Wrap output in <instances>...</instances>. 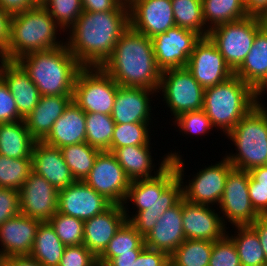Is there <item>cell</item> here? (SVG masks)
Masks as SVG:
<instances>
[{
    "label": "cell",
    "instance_id": "cell-1",
    "mask_svg": "<svg viewBox=\"0 0 267 266\" xmlns=\"http://www.w3.org/2000/svg\"><path fill=\"white\" fill-rule=\"evenodd\" d=\"M129 26V11H83L65 45L83 67H101Z\"/></svg>",
    "mask_w": 267,
    "mask_h": 266
},
{
    "label": "cell",
    "instance_id": "cell-2",
    "mask_svg": "<svg viewBox=\"0 0 267 266\" xmlns=\"http://www.w3.org/2000/svg\"><path fill=\"white\" fill-rule=\"evenodd\" d=\"M182 198V183L170 161L156 176L131 181L123 208L127 221L144 237L165 211ZM130 201L137 208L132 217L127 204Z\"/></svg>",
    "mask_w": 267,
    "mask_h": 266
},
{
    "label": "cell",
    "instance_id": "cell-3",
    "mask_svg": "<svg viewBox=\"0 0 267 266\" xmlns=\"http://www.w3.org/2000/svg\"><path fill=\"white\" fill-rule=\"evenodd\" d=\"M101 68L123 87H141L158 91L161 73L152 40L129 26Z\"/></svg>",
    "mask_w": 267,
    "mask_h": 266
},
{
    "label": "cell",
    "instance_id": "cell-4",
    "mask_svg": "<svg viewBox=\"0 0 267 266\" xmlns=\"http://www.w3.org/2000/svg\"><path fill=\"white\" fill-rule=\"evenodd\" d=\"M16 62L41 96L73 95L77 74L83 68L66 45L28 53Z\"/></svg>",
    "mask_w": 267,
    "mask_h": 266
},
{
    "label": "cell",
    "instance_id": "cell-5",
    "mask_svg": "<svg viewBox=\"0 0 267 266\" xmlns=\"http://www.w3.org/2000/svg\"><path fill=\"white\" fill-rule=\"evenodd\" d=\"M58 30L62 28L43 6L12 15L10 39L4 52L8 61H16L20 57L41 50H48L65 45L58 41Z\"/></svg>",
    "mask_w": 267,
    "mask_h": 266
},
{
    "label": "cell",
    "instance_id": "cell-6",
    "mask_svg": "<svg viewBox=\"0 0 267 266\" xmlns=\"http://www.w3.org/2000/svg\"><path fill=\"white\" fill-rule=\"evenodd\" d=\"M255 107V90L236 75L205 88L203 110L225 136Z\"/></svg>",
    "mask_w": 267,
    "mask_h": 266
},
{
    "label": "cell",
    "instance_id": "cell-7",
    "mask_svg": "<svg viewBox=\"0 0 267 266\" xmlns=\"http://www.w3.org/2000/svg\"><path fill=\"white\" fill-rule=\"evenodd\" d=\"M226 136L236 146V154L224 157L235 169L267 165V110L254 107Z\"/></svg>",
    "mask_w": 267,
    "mask_h": 266
},
{
    "label": "cell",
    "instance_id": "cell-8",
    "mask_svg": "<svg viewBox=\"0 0 267 266\" xmlns=\"http://www.w3.org/2000/svg\"><path fill=\"white\" fill-rule=\"evenodd\" d=\"M167 156L173 163L177 176L181 180L182 194L185 200L207 206L219 205L224 193L226 178L234 168L225 157L214 165L204 166L205 168L194 174L195 176L192 179L184 182V170L186 168H184L185 162H183L182 155H179L176 151H171L168 152Z\"/></svg>",
    "mask_w": 267,
    "mask_h": 266
},
{
    "label": "cell",
    "instance_id": "cell-9",
    "mask_svg": "<svg viewBox=\"0 0 267 266\" xmlns=\"http://www.w3.org/2000/svg\"><path fill=\"white\" fill-rule=\"evenodd\" d=\"M118 88L101 67H83L75 80L73 102L85 113L111 115Z\"/></svg>",
    "mask_w": 267,
    "mask_h": 266
},
{
    "label": "cell",
    "instance_id": "cell-10",
    "mask_svg": "<svg viewBox=\"0 0 267 266\" xmlns=\"http://www.w3.org/2000/svg\"><path fill=\"white\" fill-rule=\"evenodd\" d=\"M204 90L190 71L181 67L162 71L157 92L162 93V101L170 108L174 120L180 114L202 110Z\"/></svg>",
    "mask_w": 267,
    "mask_h": 266
},
{
    "label": "cell",
    "instance_id": "cell-11",
    "mask_svg": "<svg viewBox=\"0 0 267 266\" xmlns=\"http://www.w3.org/2000/svg\"><path fill=\"white\" fill-rule=\"evenodd\" d=\"M259 29L260 24L257 16H247L244 19L227 22L212 28L208 37L234 72L249 53Z\"/></svg>",
    "mask_w": 267,
    "mask_h": 266
},
{
    "label": "cell",
    "instance_id": "cell-12",
    "mask_svg": "<svg viewBox=\"0 0 267 266\" xmlns=\"http://www.w3.org/2000/svg\"><path fill=\"white\" fill-rule=\"evenodd\" d=\"M248 182L249 171L233 168L229 172L218 206L225 226L227 221L233 226L251 225L260 216L252 206Z\"/></svg>",
    "mask_w": 267,
    "mask_h": 266
},
{
    "label": "cell",
    "instance_id": "cell-13",
    "mask_svg": "<svg viewBox=\"0 0 267 266\" xmlns=\"http://www.w3.org/2000/svg\"><path fill=\"white\" fill-rule=\"evenodd\" d=\"M84 182L113 204L123 205L131 180L108 151H101Z\"/></svg>",
    "mask_w": 267,
    "mask_h": 266
},
{
    "label": "cell",
    "instance_id": "cell-14",
    "mask_svg": "<svg viewBox=\"0 0 267 266\" xmlns=\"http://www.w3.org/2000/svg\"><path fill=\"white\" fill-rule=\"evenodd\" d=\"M200 39L198 33L179 26L151 38L158 68L165 71L186 67L194 46Z\"/></svg>",
    "mask_w": 267,
    "mask_h": 266
},
{
    "label": "cell",
    "instance_id": "cell-15",
    "mask_svg": "<svg viewBox=\"0 0 267 266\" xmlns=\"http://www.w3.org/2000/svg\"><path fill=\"white\" fill-rule=\"evenodd\" d=\"M186 68L204 89L222 83L234 75L209 37H201L195 44Z\"/></svg>",
    "mask_w": 267,
    "mask_h": 266
},
{
    "label": "cell",
    "instance_id": "cell-16",
    "mask_svg": "<svg viewBox=\"0 0 267 266\" xmlns=\"http://www.w3.org/2000/svg\"><path fill=\"white\" fill-rule=\"evenodd\" d=\"M19 202L21 214L49 221L58 211V190L32 171L19 190Z\"/></svg>",
    "mask_w": 267,
    "mask_h": 266
},
{
    "label": "cell",
    "instance_id": "cell-17",
    "mask_svg": "<svg viewBox=\"0 0 267 266\" xmlns=\"http://www.w3.org/2000/svg\"><path fill=\"white\" fill-rule=\"evenodd\" d=\"M113 203L84 181H75L58 191V211L83 221L109 209Z\"/></svg>",
    "mask_w": 267,
    "mask_h": 266
},
{
    "label": "cell",
    "instance_id": "cell-18",
    "mask_svg": "<svg viewBox=\"0 0 267 266\" xmlns=\"http://www.w3.org/2000/svg\"><path fill=\"white\" fill-rule=\"evenodd\" d=\"M129 21L150 39L176 26L171 0H136L129 6Z\"/></svg>",
    "mask_w": 267,
    "mask_h": 266
},
{
    "label": "cell",
    "instance_id": "cell-19",
    "mask_svg": "<svg viewBox=\"0 0 267 266\" xmlns=\"http://www.w3.org/2000/svg\"><path fill=\"white\" fill-rule=\"evenodd\" d=\"M214 207L194 204L182 198V220L186 239L216 241L227 234L220 211Z\"/></svg>",
    "mask_w": 267,
    "mask_h": 266
},
{
    "label": "cell",
    "instance_id": "cell-20",
    "mask_svg": "<svg viewBox=\"0 0 267 266\" xmlns=\"http://www.w3.org/2000/svg\"><path fill=\"white\" fill-rule=\"evenodd\" d=\"M156 93L158 92L148 88L119 86L111 113L114 122L151 123L153 113L150 99Z\"/></svg>",
    "mask_w": 267,
    "mask_h": 266
},
{
    "label": "cell",
    "instance_id": "cell-21",
    "mask_svg": "<svg viewBox=\"0 0 267 266\" xmlns=\"http://www.w3.org/2000/svg\"><path fill=\"white\" fill-rule=\"evenodd\" d=\"M126 221L123 205L113 204L105 212L84 221L83 245L98 257Z\"/></svg>",
    "mask_w": 267,
    "mask_h": 266
},
{
    "label": "cell",
    "instance_id": "cell-22",
    "mask_svg": "<svg viewBox=\"0 0 267 266\" xmlns=\"http://www.w3.org/2000/svg\"><path fill=\"white\" fill-rule=\"evenodd\" d=\"M40 220L18 214L0 226V257L29 255Z\"/></svg>",
    "mask_w": 267,
    "mask_h": 266
},
{
    "label": "cell",
    "instance_id": "cell-23",
    "mask_svg": "<svg viewBox=\"0 0 267 266\" xmlns=\"http://www.w3.org/2000/svg\"><path fill=\"white\" fill-rule=\"evenodd\" d=\"M31 158L32 171L44 177L58 191L75 182L58 147L36 141Z\"/></svg>",
    "mask_w": 267,
    "mask_h": 266
},
{
    "label": "cell",
    "instance_id": "cell-24",
    "mask_svg": "<svg viewBox=\"0 0 267 266\" xmlns=\"http://www.w3.org/2000/svg\"><path fill=\"white\" fill-rule=\"evenodd\" d=\"M154 228L144 236L146 248L161 250L169 256L186 240L182 220V199L157 220Z\"/></svg>",
    "mask_w": 267,
    "mask_h": 266
},
{
    "label": "cell",
    "instance_id": "cell-25",
    "mask_svg": "<svg viewBox=\"0 0 267 266\" xmlns=\"http://www.w3.org/2000/svg\"><path fill=\"white\" fill-rule=\"evenodd\" d=\"M1 79L14 97L19 116L25 119L41 98L38 88L16 61H8L4 65Z\"/></svg>",
    "mask_w": 267,
    "mask_h": 266
},
{
    "label": "cell",
    "instance_id": "cell-26",
    "mask_svg": "<svg viewBox=\"0 0 267 266\" xmlns=\"http://www.w3.org/2000/svg\"><path fill=\"white\" fill-rule=\"evenodd\" d=\"M43 142L59 149L86 142V113L72 101L54 122Z\"/></svg>",
    "mask_w": 267,
    "mask_h": 266
},
{
    "label": "cell",
    "instance_id": "cell-27",
    "mask_svg": "<svg viewBox=\"0 0 267 266\" xmlns=\"http://www.w3.org/2000/svg\"><path fill=\"white\" fill-rule=\"evenodd\" d=\"M72 101L73 95L41 96L33 111L23 119L30 135L36 141H43Z\"/></svg>",
    "mask_w": 267,
    "mask_h": 266
},
{
    "label": "cell",
    "instance_id": "cell-28",
    "mask_svg": "<svg viewBox=\"0 0 267 266\" xmlns=\"http://www.w3.org/2000/svg\"><path fill=\"white\" fill-rule=\"evenodd\" d=\"M151 148L150 145L124 146L116 148L112 154L124 169L127 177L133 181L156 176L170 162L167 154L163 155L165 157H161L163 159L155 171L156 165L153 163ZM153 170L154 174H152Z\"/></svg>",
    "mask_w": 267,
    "mask_h": 266
},
{
    "label": "cell",
    "instance_id": "cell-29",
    "mask_svg": "<svg viewBox=\"0 0 267 266\" xmlns=\"http://www.w3.org/2000/svg\"><path fill=\"white\" fill-rule=\"evenodd\" d=\"M234 75L254 90L267 79V30L256 32L253 45Z\"/></svg>",
    "mask_w": 267,
    "mask_h": 266
},
{
    "label": "cell",
    "instance_id": "cell-30",
    "mask_svg": "<svg viewBox=\"0 0 267 266\" xmlns=\"http://www.w3.org/2000/svg\"><path fill=\"white\" fill-rule=\"evenodd\" d=\"M36 140L24 120L0 123V154L8 158H31Z\"/></svg>",
    "mask_w": 267,
    "mask_h": 266
},
{
    "label": "cell",
    "instance_id": "cell-31",
    "mask_svg": "<svg viewBox=\"0 0 267 266\" xmlns=\"http://www.w3.org/2000/svg\"><path fill=\"white\" fill-rule=\"evenodd\" d=\"M65 247L51 224L48 221H44L40 222L37 228L29 256L43 266H58Z\"/></svg>",
    "mask_w": 267,
    "mask_h": 266
},
{
    "label": "cell",
    "instance_id": "cell-32",
    "mask_svg": "<svg viewBox=\"0 0 267 266\" xmlns=\"http://www.w3.org/2000/svg\"><path fill=\"white\" fill-rule=\"evenodd\" d=\"M145 248L144 237L129 221H126L97 257L98 266H106L121 253H141Z\"/></svg>",
    "mask_w": 267,
    "mask_h": 266
},
{
    "label": "cell",
    "instance_id": "cell-33",
    "mask_svg": "<svg viewBox=\"0 0 267 266\" xmlns=\"http://www.w3.org/2000/svg\"><path fill=\"white\" fill-rule=\"evenodd\" d=\"M202 10L203 19L209 31L218 25L249 16L244 0H202Z\"/></svg>",
    "mask_w": 267,
    "mask_h": 266
},
{
    "label": "cell",
    "instance_id": "cell-34",
    "mask_svg": "<svg viewBox=\"0 0 267 266\" xmlns=\"http://www.w3.org/2000/svg\"><path fill=\"white\" fill-rule=\"evenodd\" d=\"M234 227L235 234H231L229 237L235 244L241 266H259L265 264L264 250L262 249L257 233L249 225Z\"/></svg>",
    "mask_w": 267,
    "mask_h": 266
},
{
    "label": "cell",
    "instance_id": "cell-35",
    "mask_svg": "<svg viewBox=\"0 0 267 266\" xmlns=\"http://www.w3.org/2000/svg\"><path fill=\"white\" fill-rule=\"evenodd\" d=\"M60 151L75 181H84L101 152L100 149L90 146L87 142L66 145L60 148Z\"/></svg>",
    "mask_w": 267,
    "mask_h": 266
},
{
    "label": "cell",
    "instance_id": "cell-36",
    "mask_svg": "<svg viewBox=\"0 0 267 266\" xmlns=\"http://www.w3.org/2000/svg\"><path fill=\"white\" fill-rule=\"evenodd\" d=\"M213 241L186 239L170 256L171 266H209Z\"/></svg>",
    "mask_w": 267,
    "mask_h": 266
},
{
    "label": "cell",
    "instance_id": "cell-37",
    "mask_svg": "<svg viewBox=\"0 0 267 266\" xmlns=\"http://www.w3.org/2000/svg\"><path fill=\"white\" fill-rule=\"evenodd\" d=\"M176 26L208 37L209 30L203 19L202 0H171Z\"/></svg>",
    "mask_w": 267,
    "mask_h": 266
},
{
    "label": "cell",
    "instance_id": "cell-38",
    "mask_svg": "<svg viewBox=\"0 0 267 266\" xmlns=\"http://www.w3.org/2000/svg\"><path fill=\"white\" fill-rule=\"evenodd\" d=\"M115 122L111 115L86 113V142L101 151L111 146Z\"/></svg>",
    "mask_w": 267,
    "mask_h": 266
},
{
    "label": "cell",
    "instance_id": "cell-39",
    "mask_svg": "<svg viewBox=\"0 0 267 266\" xmlns=\"http://www.w3.org/2000/svg\"><path fill=\"white\" fill-rule=\"evenodd\" d=\"M32 172V158H8L0 154V187L20 190Z\"/></svg>",
    "mask_w": 267,
    "mask_h": 266
},
{
    "label": "cell",
    "instance_id": "cell-40",
    "mask_svg": "<svg viewBox=\"0 0 267 266\" xmlns=\"http://www.w3.org/2000/svg\"><path fill=\"white\" fill-rule=\"evenodd\" d=\"M150 123L115 124L111 146L107 150L113 152L124 146L150 145ZM149 127V128H148Z\"/></svg>",
    "mask_w": 267,
    "mask_h": 266
},
{
    "label": "cell",
    "instance_id": "cell-41",
    "mask_svg": "<svg viewBox=\"0 0 267 266\" xmlns=\"http://www.w3.org/2000/svg\"><path fill=\"white\" fill-rule=\"evenodd\" d=\"M48 222L65 246H78L83 244V220L56 212Z\"/></svg>",
    "mask_w": 267,
    "mask_h": 266
},
{
    "label": "cell",
    "instance_id": "cell-42",
    "mask_svg": "<svg viewBox=\"0 0 267 266\" xmlns=\"http://www.w3.org/2000/svg\"><path fill=\"white\" fill-rule=\"evenodd\" d=\"M43 7L64 32H67L83 12L82 0H47Z\"/></svg>",
    "mask_w": 267,
    "mask_h": 266
},
{
    "label": "cell",
    "instance_id": "cell-43",
    "mask_svg": "<svg viewBox=\"0 0 267 266\" xmlns=\"http://www.w3.org/2000/svg\"><path fill=\"white\" fill-rule=\"evenodd\" d=\"M174 121L172 122L175 123L178 130L185 135L204 136L214 129L211 120L203 109L180 114Z\"/></svg>",
    "mask_w": 267,
    "mask_h": 266
},
{
    "label": "cell",
    "instance_id": "cell-44",
    "mask_svg": "<svg viewBox=\"0 0 267 266\" xmlns=\"http://www.w3.org/2000/svg\"><path fill=\"white\" fill-rule=\"evenodd\" d=\"M227 234L214 241L209 266H241L233 240Z\"/></svg>",
    "mask_w": 267,
    "mask_h": 266
},
{
    "label": "cell",
    "instance_id": "cell-45",
    "mask_svg": "<svg viewBox=\"0 0 267 266\" xmlns=\"http://www.w3.org/2000/svg\"><path fill=\"white\" fill-rule=\"evenodd\" d=\"M58 266H98L97 257L83 244L66 246Z\"/></svg>",
    "mask_w": 267,
    "mask_h": 266
},
{
    "label": "cell",
    "instance_id": "cell-46",
    "mask_svg": "<svg viewBox=\"0 0 267 266\" xmlns=\"http://www.w3.org/2000/svg\"><path fill=\"white\" fill-rule=\"evenodd\" d=\"M20 213L19 190L0 187V226Z\"/></svg>",
    "mask_w": 267,
    "mask_h": 266
},
{
    "label": "cell",
    "instance_id": "cell-47",
    "mask_svg": "<svg viewBox=\"0 0 267 266\" xmlns=\"http://www.w3.org/2000/svg\"><path fill=\"white\" fill-rule=\"evenodd\" d=\"M23 120L18 114L14 97L7 85L0 79V123H11Z\"/></svg>",
    "mask_w": 267,
    "mask_h": 266
},
{
    "label": "cell",
    "instance_id": "cell-48",
    "mask_svg": "<svg viewBox=\"0 0 267 266\" xmlns=\"http://www.w3.org/2000/svg\"><path fill=\"white\" fill-rule=\"evenodd\" d=\"M248 189L255 211L260 216H267V187L255 186V180L249 174Z\"/></svg>",
    "mask_w": 267,
    "mask_h": 266
},
{
    "label": "cell",
    "instance_id": "cell-49",
    "mask_svg": "<svg viewBox=\"0 0 267 266\" xmlns=\"http://www.w3.org/2000/svg\"><path fill=\"white\" fill-rule=\"evenodd\" d=\"M169 255L161 250L145 248L131 266H167Z\"/></svg>",
    "mask_w": 267,
    "mask_h": 266
},
{
    "label": "cell",
    "instance_id": "cell-50",
    "mask_svg": "<svg viewBox=\"0 0 267 266\" xmlns=\"http://www.w3.org/2000/svg\"><path fill=\"white\" fill-rule=\"evenodd\" d=\"M82 7L86 12L129 11L120 0H82Z\"/></svg>",
    "mask_w": 267,
    "mask_h": 266
},
{
    "label": "cell",
    "instance_id": "cell-51",
    "mask_svg": "<svg viewBox=\"0 0 267 266\" xmlns=\"http://www.w3.org/2000/svg\"><path fill=\"white\" fill-rule=\"evenodd\" d=\"M0 7L10 15L28 11L35 6L30 0H0Z\"/></svg>",
    "mask_w": 267,
    "mask_h": 266
},
{
    "label": "cell",
    "instance_id": "cell-52",
    "mask_svg": "<svg viewBox=\"0 0 267 266\" xmlns=\"http://www.w3.org/2000/svg\"><path fill=\"white\" fill-rule=\"evenodd\" d=\"M12 15L0 7V49L5 50L10 39Z\"/></svg>",
    "mask_w": 267,
    "mask_h": 266
},
{
    "label": "cell",
    "instance_id": "cell-53",
    "mask_svg": "<svg viewBox=\"0 0 267 266\" xmlns=\"http://www.w3.org/2000/svg\"><path fill=\"white\" fill-rule=\"evenodd\" d=\"M258 235L262 249L264 250L267 264V216H259L249 225Z\"/></svg>",
    "mask_w": 267,
    "mask_h": 266
},
{
    "label": "cell",
    "instance_id": "cell-54",
    "mask_svg": "<svg viewBox=\"0 0 267 266\" xmlns=\"http://www.w3.org/2000/svg\"><path fill=\"white\" fill-rule=\"evenodd\" d=\"M4 266H43L29 255L9 256L4 258Z\"/></svg>",
    "mask_w": 267,
    "mask_h": 266
},
{
    "label": "cell",
    "instance_id": "cell-55",
    "mask_svg": "<svg viewBox=\"0 0 267 266\" xmlns=\"http://www.w3.org/2000/svg\"><path fill=\"white\" fill-rule=\"evenodd\" d=\"M140 253H121L114 257L106 266H131Z\"/></svg>",
    "mask_w": 267,
    "mask_h": 266
},
{
    "label": "cell",
    "instance_id": "cell-56",
    "mask_svg": "<svg viewBox=\"0 0 267 266\" xmlns=\"http://www.w3.org/2000/svg\"><path fill=\"white\" fill-rule=\"evenodd\" d=\"M244 6L249 16H257L267 6V0H244Z\"/></svg>",
    "mask_w": 267,
    "mask_h": 266
},
{
    "label": "cell",
    "instance_id": "cell-57",
    "mask_svg": "<svg viewBox=\"0 0 267 266\" xmlns=\"http://www.w3.org/2000/svg\"><path fill=\"white\" fill-rule=\"evenodd\" d=\"M249 174L255 180V186L267 187V165L253 168Z\"/></svg>",
    "mask_w": 267,
    "mask_h": 266
},
{
    "label": "cell",
    "instance_id": "cell-58",
    "mask_svg": "<svg viewBox=\"0 0 267 266\" xmlns=\"http://www.w3.org/2000/svg\"><path fill=\"white\" fill-rule=\"evenodd\" d=\"M266 91H267V79L259 87L255 89V107L256 108L267 110V106L265 107V102L264 103L262 102L264 100H261V97L265 93H267Z\"/></svg>",
    "mask_w": 267,
    "mask_h": 266
},
{
    "label": "cell",
    "instance_id": "cell-59",
    "mask_svg": "<svg viewBox=\"0 0 267 266\" xmlns=\"http://www.w3.org/2000/svg\"><path fill=\"white\" fill-rule=\"evenodd\" d=\"M260 28L267 30V6L257 15Z\"/></svg>",
    "mask_w": 267,
    "mask_h": 266
},
{
    "label": "cell",
    "instance_id": "cell-60",
    "mask_svg": "<svg viewBox=\"0 0 267 266\" xmlns=\"http://www.w3.org/2000/svg\"><path fill=\"white\" fill-rule=\"evenodd\" d=\"M7 62H8V59H7V56L4 50L0 49V79H1L2 69Z\"/></svg>",
    "mask_w": 267,
    "mask_h": 266
},
{
    "label": "cell",
    "instance_id": "cell-61",
    "mask_svg": "<svg viewBox=\"0 0 267 266\" xmlns=\"http://www.w3.org/2000/svg\"><path fill=\"white\" fill-rule=\"evenodd\" d=\"M34 6H43L47 0H30Z\"/></svg>",
    "mask_w": 267,
    "mask_h": 266
},
{
    "label": "cell",
    "instance_id": "cell-62",
    "mask_svg": "<svg viewBox=\"0 0 267 266\" xmlns=\"http://www.w3.org/2000/svg\"><path fill=\"white\" fill-rule=\"evenodd\" d=\"M136 0H120L122 5H125L127 7H129L130 5H132Z\"/></svg>",
    "mask_w": 267,
    "mask_h": 266
},
{
    "label": "cell",
    "instance_id": "cell-63",
    "mask_svg": "<svg viewBox=\"0 0 267 266\" xmlns=\"http://www.w3.org/2000/svg\"><path fill=\"white\" fill-rule=\"evenodd\" d=\"M0 266H4V258L0 257Z\"/></svg>",
    "mask_w": 267,
    "mask_h": 266
}]
</instances>
